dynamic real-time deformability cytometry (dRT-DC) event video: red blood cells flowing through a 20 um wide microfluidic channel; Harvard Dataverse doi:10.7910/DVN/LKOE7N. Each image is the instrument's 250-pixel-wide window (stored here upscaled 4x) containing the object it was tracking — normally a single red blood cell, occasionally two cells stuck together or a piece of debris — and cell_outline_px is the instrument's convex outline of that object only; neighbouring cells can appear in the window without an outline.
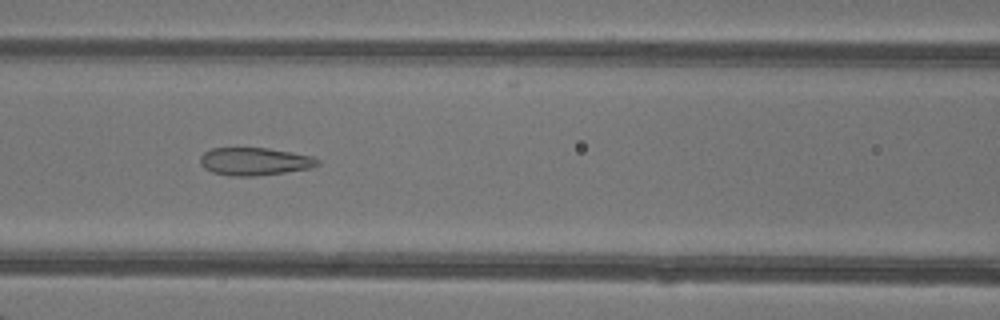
{"species": "common noctule bat (a hibernating species)", "species_latin": "Nyctalus noctula", "temperature_condition": "warm", "stored_images_in_passage": 35, "camera_frame_rate_fps": 3000, "um_per_image_px": 0.085, "animal": {"sex": "female"}, "frame": {"image": 1, "passage_image": 9, "time_ms": 2.667, "image_size_px": [1000, 320], "cell_outline_px": [[320, 164], [312, 168], [284, 172], [252, 176], [232, 176], [212, 172], [204, 168], [200, 164], [200, 156], [204, 152], [212, 148], [268, 148], [312, 156], [320, 160]], "centroid_in_image_um": [21.64, 13.72], "position_along_channel_um": 145.0, "area_um2": 18.96}}
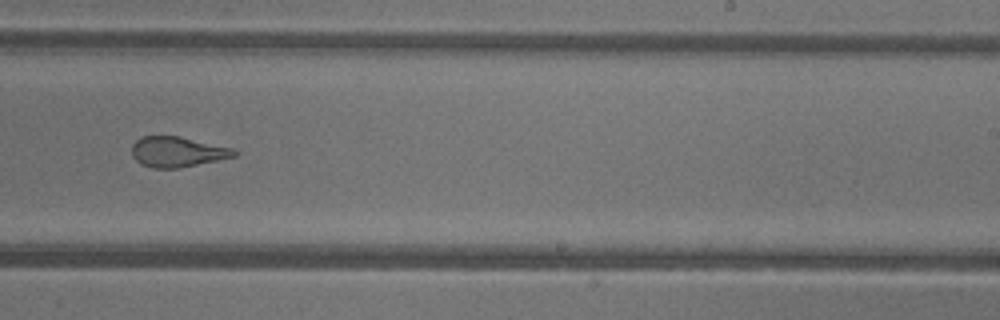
{"frame": {"image": 2, "passage_image": 18, "time_ms": 5.667, "image_size_px": [1000, 320], "cell_outline_px": [[236, 156], [180, 168], [152, 168], [140, 164], [132, 156], [132, 144], [140, 136], [180, 136], [232, 148], [236, 152]], "centroid_in_image_um": [15.03, 12.9], "position_along_channel_um": 274.0, "area_um2": 18.09}}
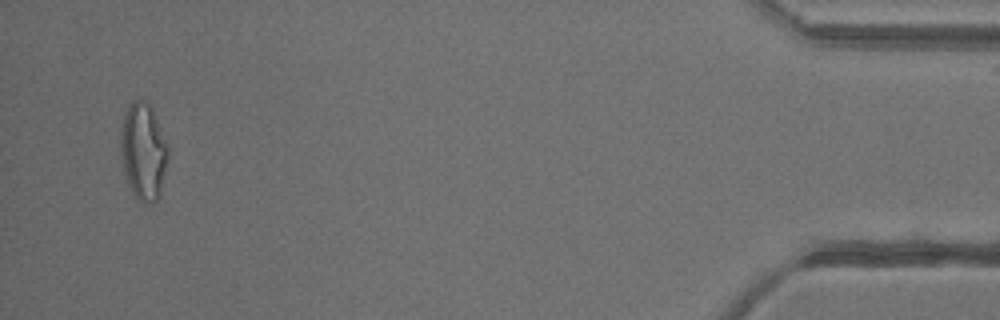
{"frame": {"image": 3, "passage_image": 34, "time_ms": 11.0, "image_size_px": [1000, 320], "cell_outline_px": [[168, 160], [160, 196], [152, 204], [144, 204], [132, 192], [128, 184], [124, 172], [120, 152], [120, 128], [124, 112], [128, 104], [132, 100], [144, 100], [152, 108], [168, 144]], "centroid_in_image_um": [12.18, 12.86], "position_along_channel_um": 423.0, "area_um2": 27.28}, "authors_computed_cell_mechanics": {"area_um2": 19.4208, "velocity_mm_per_s": 4.3064, "shape_relaxation_time_tau1_ms": null, "shape_relaxation_time_tau2_ms": 1.0538, "deformation_change_tau1": null, "deformation_change_tau2": 0.0876}}